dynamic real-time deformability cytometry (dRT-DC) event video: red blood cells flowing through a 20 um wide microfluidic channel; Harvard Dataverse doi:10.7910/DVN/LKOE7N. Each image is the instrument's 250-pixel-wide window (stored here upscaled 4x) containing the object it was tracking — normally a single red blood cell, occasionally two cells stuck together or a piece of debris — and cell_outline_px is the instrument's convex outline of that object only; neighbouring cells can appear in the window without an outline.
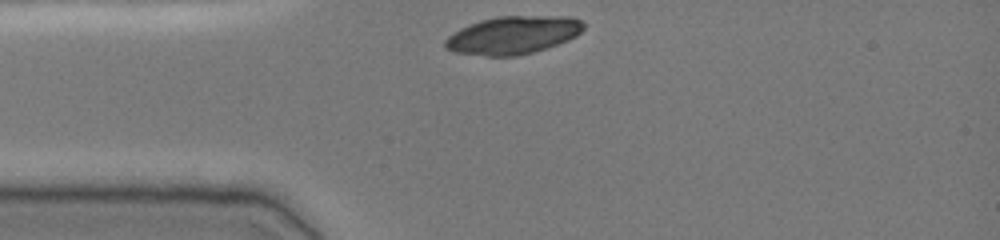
{"species": "common noctule bat (a hibernating species)", "species_latin": "Nyctalus noctula", "temperature_condition": "cold", "stored_images_in_passage": 30, "camera_frame_rate_fps": 3000, "um_per_image_px": 0.085, "animal": {"sex": "female", "body_mass_g": 19.0, "forearm_length_mm": 51.5}, "frame": {"image": 1, "passage_image": 1, "time_ms": 0.0, "image_size_px": [1000, 240], "cell_outline_px": [[584, 28], [576, 36], [568, 40], [532, 52], [516, 56], [488, 56], [452, 52], [444, 48], [444, 40], [448, 36], [460, 28], [468, 24], [480, 20], [496, 16], [568, 16], [580, 20], [584, 24]], "centroid_in_image_um": [43.56, 2.98], "position_along_channel_um": 41.4, "area_um2": 30.63}}
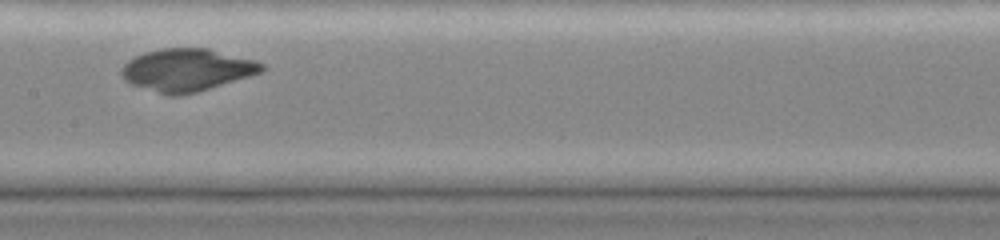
{"frame": {"image": 2, "passage_image": 14, "time_ms": 4.333, "image_size_px": [1000, 240], "cell_outline_px": [[264, 68], [260, 72], [248, 76], [196, 92], [180, 96], [172, 96], [132, 84], [124, 80], [120, 76], [120, 68], [128, 60], [144, 52], [160, 48], [208, 48], [252, 60], [264, 64]], "centroid_in_image_um": [15.81, 5.93], "position_along_channel_um": 191.6, "area_um2": 34.28}}
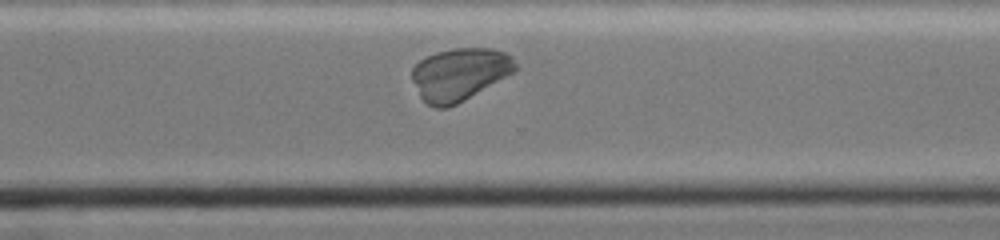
{"frame": {"image": 3, "passage_image": 25, "time_ms": 8.0, "image_size_px": [1000, 240], "cell_outline_px": [[520, 68], [516, 72], [464, 100], [448, 108], [436, 108], [428, 104], [420, 96], [412, 80], [412, 68], [420, 60], [436, 52], [452, 48], [492, 48], [504, 52], [512, 56]], "centroid_in_image_um": [39.11, 6.3], "position_along_channel_um": 331.5, "area_um2": 31.85}}